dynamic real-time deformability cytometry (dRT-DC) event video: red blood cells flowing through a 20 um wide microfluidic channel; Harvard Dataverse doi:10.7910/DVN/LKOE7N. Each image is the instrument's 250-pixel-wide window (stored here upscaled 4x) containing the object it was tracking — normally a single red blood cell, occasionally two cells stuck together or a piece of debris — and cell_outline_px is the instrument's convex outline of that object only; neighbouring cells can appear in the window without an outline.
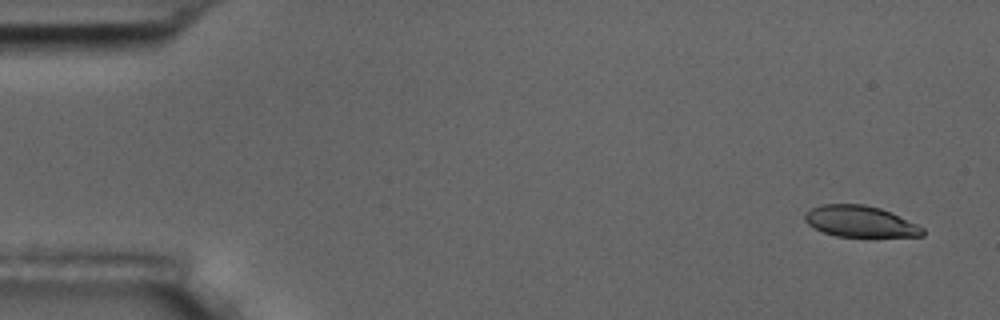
{"species": "common noctule bat (a hibernating species)", "species_latin": "Nyctalus noctula", "temperature_condition": "room temperature", "stored_images_in_passage": 4, "camera_frame_rate_fps": 3000, "um_per_image_px": 0.085, "animal": {"sex": "male", "body_mass_g": 17.5, "forearm_length_mm": 52.3}, "frame": {"image": 1, "passage_image": 1, "time_ms": 0.0, "image_size_px": [1000, 320], "cell_outline_px": [[924, 236], [836, 236], [812, 228], [804, 220], [804, 212], [820, 204], [864, 204], [880, 208], [916, 224], [924, 228]], "centroid_in_image_um": [73.05, 18.81], "position_along_channel_um": 11.9, "area_um2": 21.27}}
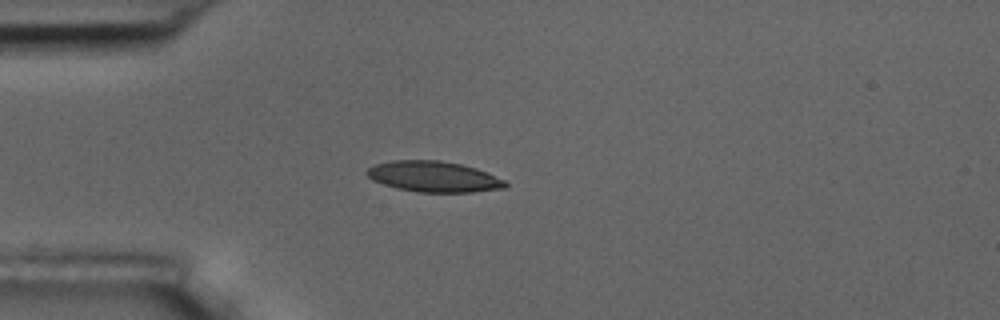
{"frame": {"image": 2, "passage_image": 4, "time_ms": 4.0, "image_size_px": [1000, 320], "cell_outline_px": [[508, 184], [504, 188], [472, 192], [416, 192], [396, 188], [372, 180], [364, 172], [368, 168], [376, 164], [392, 160], [440, 160], [460, 164], [476, 168], [504, 180]], "centroid_in_image_um": [36.83, 15.01], "position_along_channel_um": 48.2, "area_um2": 24.74}}